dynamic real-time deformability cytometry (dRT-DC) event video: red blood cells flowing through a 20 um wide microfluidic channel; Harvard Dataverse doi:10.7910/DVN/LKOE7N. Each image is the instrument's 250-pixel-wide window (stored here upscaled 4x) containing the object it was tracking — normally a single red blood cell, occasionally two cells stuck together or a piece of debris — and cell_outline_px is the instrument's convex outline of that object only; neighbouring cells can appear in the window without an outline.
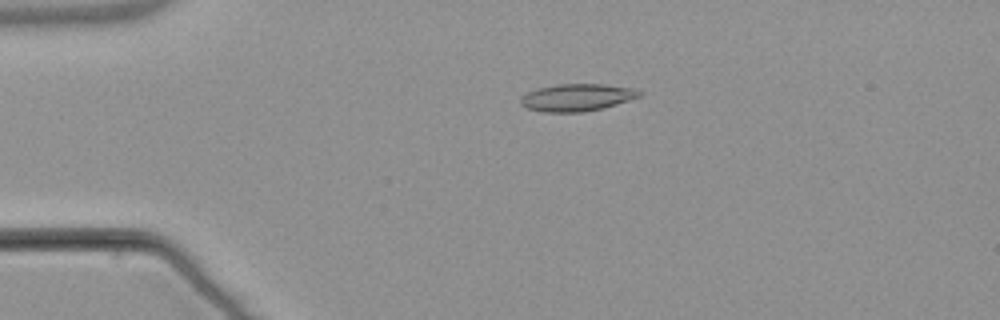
{"species": "common noctule bat (a hibernating species)", "species_latin": "Nyctalus noctula", "temperature_condition": "warm", "stored_images_in_passage": 54, "camera_frame_rate_fps": 3000, "um_per_image_px": 0.085, "animal": {"sex": "male", "body_mass_g": 21.5, "forearm_length_mm": 52.0}, "frame": {"image": 1, "passage_image": 12, "time_ms": 3.667, "image_size_px": [1000, 320], "cell_outline_px": [[640, 96], [604, 108], [584, 112], [540, 112], [524, 108], [520, 104], [520, 100], [528, 92], [536, 88], [556, 84], [604, 84], [636, 88], [640, 92]], "centroid_in_image_um": [49.0, 8.29], "position_along_channel_um": 36.0, "area_um2": 19.02}}
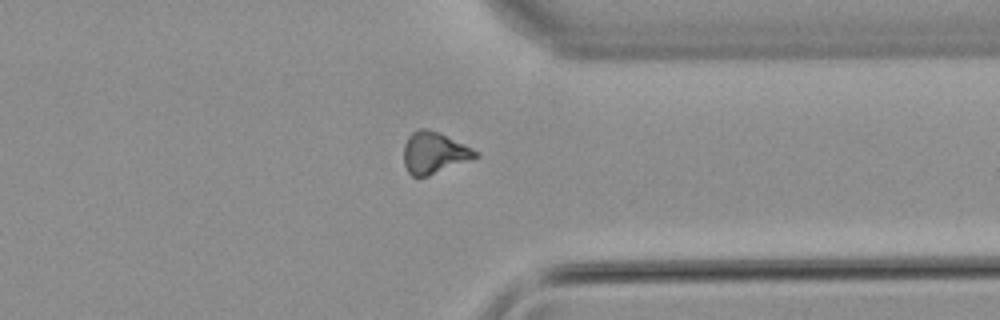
{"frame": {"image": 2, "passage_image": 42, "time_ms": 13.667, "image_size_px": [1000, 320], "cell_outline_px": [[480, 156], [428, 176], [412, 176], [408, 172], [404, 164], [404, 144], [408, 136], [412, 132], [420, 128], [428, 128], [440, 132], [480, 152]], "centroid_in_image_um": [36.9, 12.97], "position_along_channel_um": 374.5, "area_um2": 17.46}}
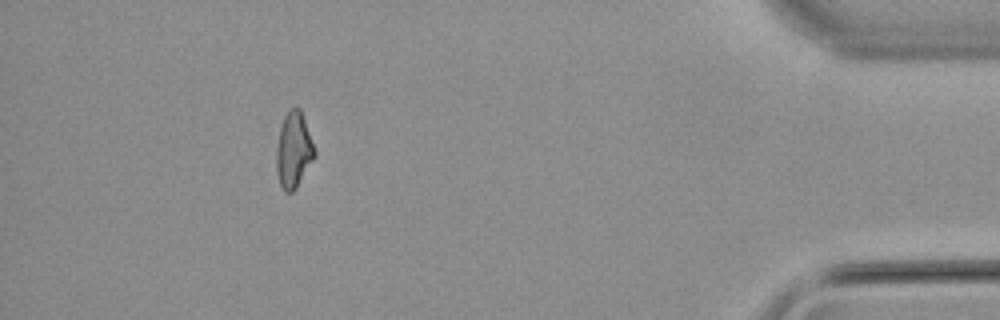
{"frame": {"image": 3, "passage_image": 49, "time_ms": 16.0, "image_size_px": [1000, 320], "cell_outline_px": [[316, 156], [296, 188], [292, 192], [284, 192], [280, 184], [276, 172], [276, 148], [280, 128], [284, 116], [288, 108], [300, 108], [316, 152]], "centroid_in_image_um": [24.95, 12.77], "position_along_channel_um": 410.3, "area_um2": 16.88}, "authors_computed_cell_mechanics": {"area_um2": 17.6001, "velocity_mm_per_s": 3.8268, "shape_relaxation_time_tau1_ms": null, "shape_relaxation_time_tau2_ms": 6.052, "deformation_change_tau1": null, "deformation_change_tau2": 0.1595}}